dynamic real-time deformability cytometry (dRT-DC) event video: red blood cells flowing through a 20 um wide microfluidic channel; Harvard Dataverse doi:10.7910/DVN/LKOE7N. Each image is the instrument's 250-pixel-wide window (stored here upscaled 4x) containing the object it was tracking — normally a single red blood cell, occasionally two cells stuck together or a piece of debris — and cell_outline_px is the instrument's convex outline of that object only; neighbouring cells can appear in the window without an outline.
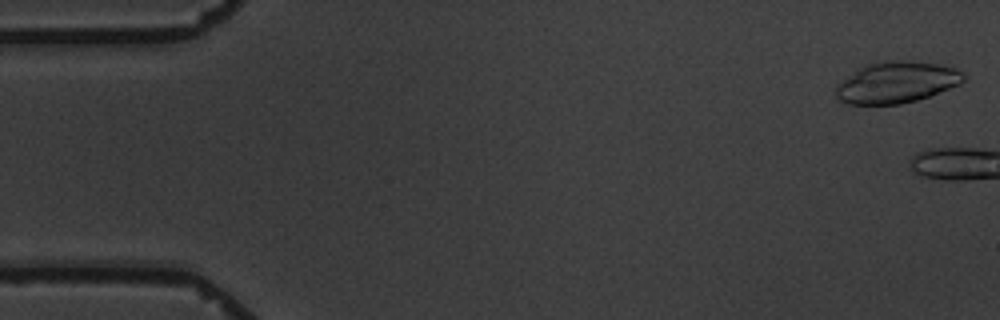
{"species": "common noctule bat (a hibernating species)", "species_latin": "Nyctalus noctula", "temperature_condition": "warm", "stored_images_in_passage": 6, "camera_frame_rate_fps": 3000, "um_per_image_px": 0.085, "animal": {"sex": "male", "body_mass_g": 19.5, "forearm_length_mm": 54.6}, "frame": {"image": 1, "passage_image": 1, "time_ms": 0.0, "image_size_px": [1000, 320], "cell_outline_px": [[964, 80], [960, 84], [928, 96], [916, 100], [900, 104], [848, 104], [840, 100], [836, 96], [836, 84], [860, 68], [868, 64], [888, 60], [904, 60], [936, 64], [956, 68], [964, 72]], "centroid_in_image_um": [76.21, 7.0], "position_along_channel_um": 8.8, "area_um2": 30.46}}